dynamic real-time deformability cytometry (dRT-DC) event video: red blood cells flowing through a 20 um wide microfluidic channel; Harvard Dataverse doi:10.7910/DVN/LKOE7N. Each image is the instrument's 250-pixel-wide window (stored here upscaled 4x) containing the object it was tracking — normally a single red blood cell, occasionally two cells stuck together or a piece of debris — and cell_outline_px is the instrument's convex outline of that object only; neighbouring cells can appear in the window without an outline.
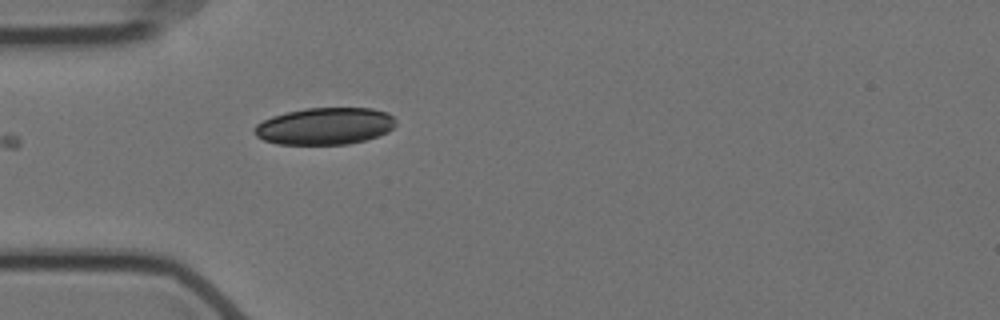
{"species": "Egyptian fruit bat (a non-hibernating species)", "species_latin": "Rousettus aegyptiacus", "temperature_condition": "cold", "stored_images_in_passage": 40, "camera_frame_rate_fps": 3000, "um_per_image_px": 0.085, "animal": {"sex": "female"}, "frame": {"image": 1, "passage_image": 1, "time_ms": 0.0, "image_size_px": [1000, 320], "cell_outline_px": [[396, 124], [388, 132], [364, 140], [348, 144], [276, 144], [264, 140], [256, 136], [252, 128], [256, 124], [272, 116], [304, 108], [372, 108], [388, 112], [396, 120]], "centroid_in_image_um": [27.61, 10.71], "position_along_channel_um": 57.4, "area_um2": 30.52}}
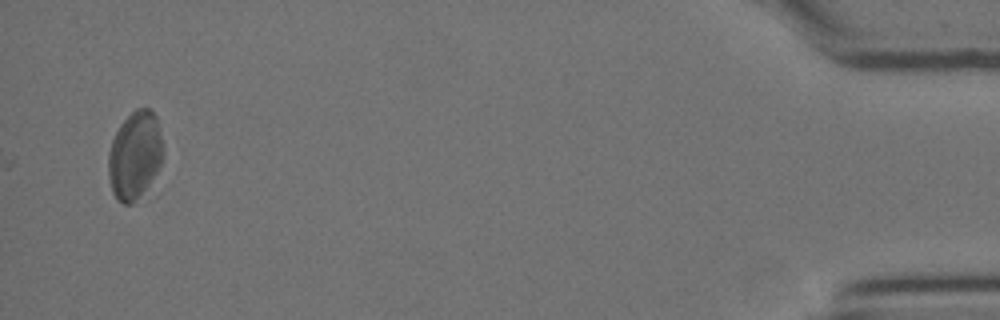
{"frame": {"image": 2, "passage_image": 40, "time_ms": 13.0, "image_size_px": [1000, 320], "cell_outline_px": [[164, 152], [160, 164], [156, 172], [132, 204], [124, 204], [116, 200], [112, 192], [108, 176], [108, 152], [112, 140], [120, 124], [136, 108], [152, 108], [156, 116], [164, 148]], "centroid_in_image_um": [11.44, 13.16], "position_along_channel_um": 423.8, "area_um2": 27.86}}